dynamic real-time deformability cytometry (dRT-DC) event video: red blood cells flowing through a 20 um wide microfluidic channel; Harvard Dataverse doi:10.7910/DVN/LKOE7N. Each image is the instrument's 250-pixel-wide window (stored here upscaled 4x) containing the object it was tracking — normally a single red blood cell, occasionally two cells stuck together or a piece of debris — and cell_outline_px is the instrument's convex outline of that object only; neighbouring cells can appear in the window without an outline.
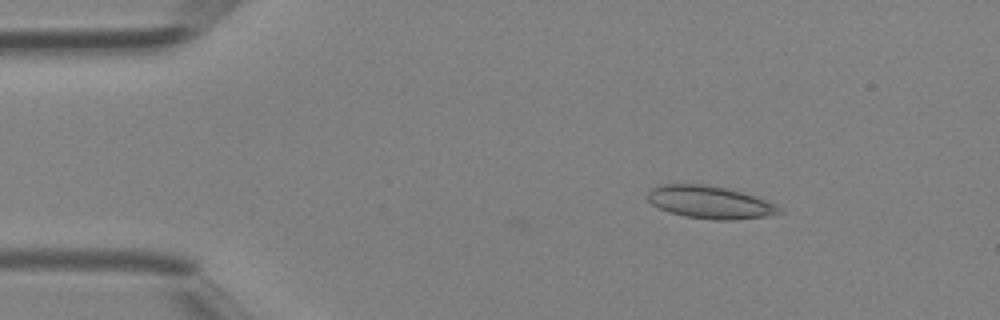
{"species": "Egyptian fruit bat (a non-hibernating species)", "species_latin": "Rousettus aegyptiacus", "temperature_condition": "room temperature", "stored_images_in_passage": 5, "camera_frame_rate_fps": 3000, "um_per_image_px": 0.085, "animal": {"sex": "female"}, "frame": {"image": 1, "passage_image": 2, "time_ms": 0.333, "image_size_px": [1000, 320], "cell_outline_px": [[784, 212], [764, 216], [732, 220], [716, 220], [684, 216], [668, 212], [652, 204], [648, 200], [648, 192], [652, 188], [660, 184], [700, 184], [724, 188], [740, 192], [776, 204]], "centroid_in_image_um": [60.3, 17.2], "position_along_channel_um": 24.7, "area_um2": 24.62}}